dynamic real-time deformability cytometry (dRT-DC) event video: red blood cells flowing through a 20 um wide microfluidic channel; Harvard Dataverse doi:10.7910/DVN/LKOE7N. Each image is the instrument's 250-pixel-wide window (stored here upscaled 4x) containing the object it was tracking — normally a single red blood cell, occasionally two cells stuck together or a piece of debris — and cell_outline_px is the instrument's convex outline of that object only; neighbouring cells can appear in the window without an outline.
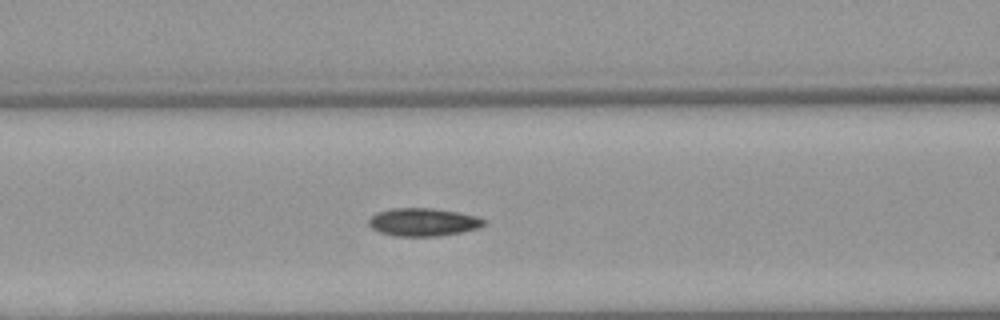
{"species": "Egyptian fruit bat (a non-hibernating species)", "species_latin": "Rousettus aegyptiacus", "temperature_condition": "warm", "stored_images_in_passage": 15, "camera_frame_rate_fps": 3000, "um_per_image_px": 0.085, "animal": {"sex": "female"}, "frame": {"image": 1, "passage_image": 11, "time_ms": 3.333, "image_size_px": [1000, 320], "cell_outline_px": [[488, 224], [480, 228], [460, 232], [436, 236], [396, 236], [380, 232], [372, 228], [368, 224], [368, 220], [376, 212], [392, 208], [432, 208], [456, 212], [476, 216], [488, 220]], "centroid_in_image_um": [36.0, 18.87], "position_along_channel_um": 130.6, "area_um2": 18.84}}
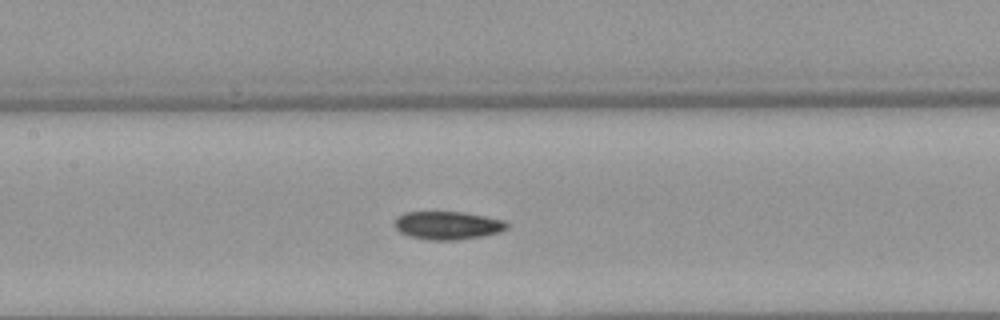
{"frame": {"image": 2, "passage_image": 14, "time_ms": 4.333, "image_size_px": [1000, 320], "cell_outline_px": [[508, 228], [500, 232], [484, 236], [456, 240], [428, 240], [408, 236], [400, 232], [392, 224], [396, 216], [404, 212], [464, 212], [504, 220], [508, 224]], "centroid_in_image_um": [38.02, 19.16], "position_along_channel_um": 169.4, "area_um2": 18.67}}